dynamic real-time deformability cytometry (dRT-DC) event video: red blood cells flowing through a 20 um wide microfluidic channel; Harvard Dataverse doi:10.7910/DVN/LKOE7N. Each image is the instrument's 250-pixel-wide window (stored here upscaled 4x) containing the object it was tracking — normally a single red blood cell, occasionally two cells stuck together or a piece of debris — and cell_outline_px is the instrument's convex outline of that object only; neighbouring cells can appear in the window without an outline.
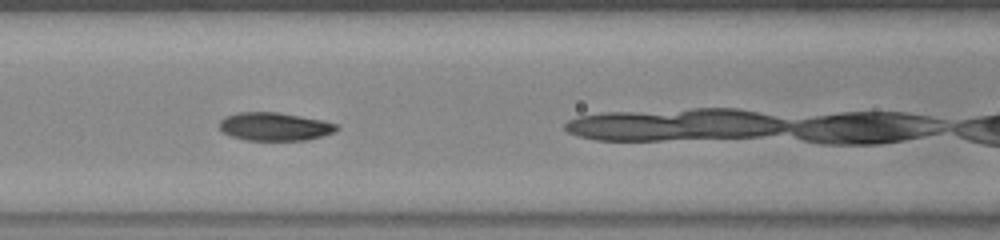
{"species": "common noctule bat (a hibernating species)", "species_latin": "Nyctalus noctula", "temperature_condition": "warm", "stored_images_in_passage": 12, "camera_frame_rate_fps": 3000, "um_per_image_px": 0.085, "animal": {"sex": "female", "body_mass_g": 23.0, "forearm_length_mm": 53.4}, "frame": {"image": 1, "passage_image": 6, "time_ms": 1.667, "image_size_px": [1000, 240], "cell_outline_px": [[340, 128], [336, 132], [304, 140], [248, 140], [232, 136], [224, 132], [220, 128], [220, 120], [236, 112], [276, 112], [300, 116], [320, 120], [336, 124]], "centroid_in_image_um": [23.35, 10.75], "position_along_channel_um": 143.2, "area_um2": 18.96}}
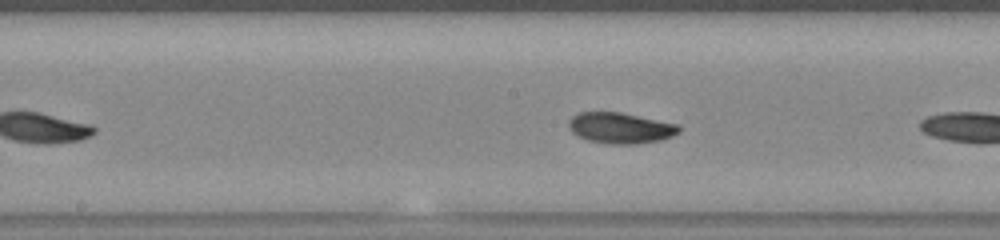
{"frame": {"image": 2, "passage_image": 10, "time_ms": 3.0, "image_size_px": [1000, 240], "cell_outline_px": [[680, 132], [672, 136], [660, 140], [636, 144], [608, 144], [588, 140], [572, 132], [568, 124], [568, 120], [572, 116], [580, 112], [620, 112], [680, 124]], "centroid_in_image_um": [52.76, 10.87], "position_along_channel_um": 195.4, "area_um2": 19.88}}